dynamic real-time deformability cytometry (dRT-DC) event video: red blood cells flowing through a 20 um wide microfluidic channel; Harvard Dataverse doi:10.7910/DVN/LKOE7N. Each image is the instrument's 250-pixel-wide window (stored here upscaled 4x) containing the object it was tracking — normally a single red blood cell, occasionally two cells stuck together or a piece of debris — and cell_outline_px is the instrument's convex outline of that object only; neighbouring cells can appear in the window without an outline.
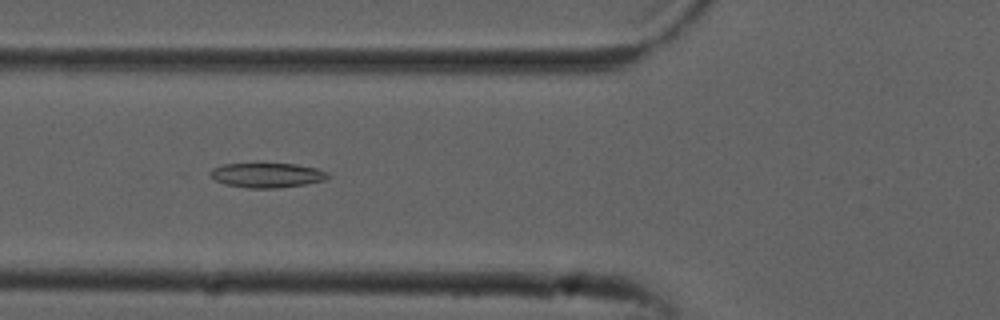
{"species": "common noctule bat (a hibernating species)", "species_latin": "Nyctalus noctula", "temperature_condition": "cold", "stored_images_in_passage": 47, "camera_frame_rate_fps": 3000, "um_per_image_px": 0.085, "animal": {"sex": "male", "forearm_length_mm": 52.5}, "frame": {"image": 1, "passage_image": 13, "time_ms": 4.0, "image_size_px": [1000, 320], "cell_outline_px": [[332, 176], [324, 180], [304, 184], [276, 188], [248, 188], [224, 184], [208, 176], [208, 172], [212, 168], [224, 164], [260, 160], [296, 164], [316, 168], [328, 172]], "centroid_in_image_um": [22.64, 14.83], "position_along_channel_um": 103.2, "area_um2": 17.98}}
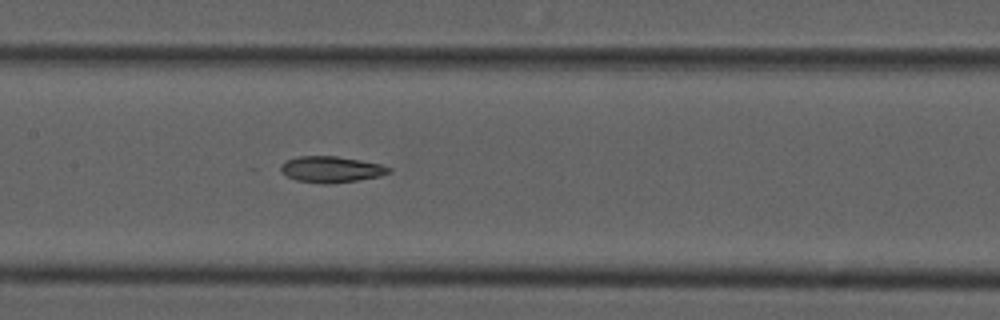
{"frame": {"image": 2, "passage_image": 19, "time_ms": 6.0, "image_size_px": [1000, 320], "cell_outline_px": [[392, 172], [380, 176], [356, 180], [328, 184], [324, 184], [296, 180], [288, 176], [280, 168], [280, 164], [296, 156], [336, 156], [360, 160], [380, 164], [392, 168]], "centroid_in_image_um": [28.17, 14.39], "position_along_channel_um": 179.2, "area_um2": 16.36}}
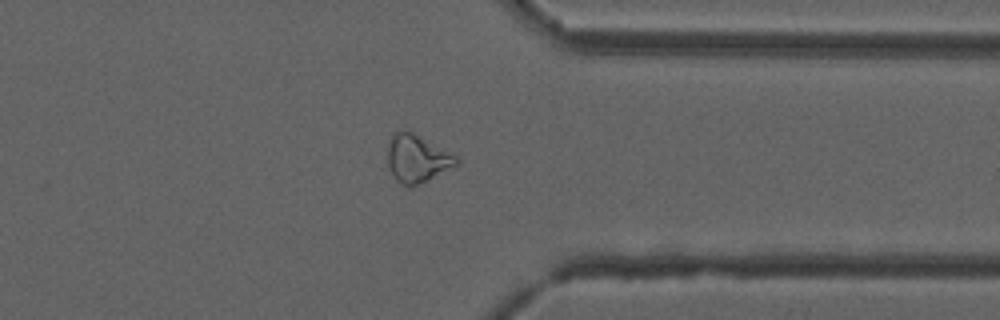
{"frame": {"image": 3, "passage_image": 35, "time_ms": 11.333, "image_size_px": [1000, 320], "cell_outline_px": [[460, 160], [456, 164], [428, 180], [408, 188], [396, 180], [392, 176], [388, 164], [388, 144], [392, 132], [412, 132], [456, 156]], "centroid_in_image_um": [35.4, 13.5], "position_along_channel_um": 376.0, "area_um2": 18.67}, "authors_computed_cell_mechanics": {"area_um2": 18.2648, "velocity_mm_per_s": 3.7897, "shape_relaxation_time_tau1_ms": null, "shape_relaxation_time_tau2_ms": 8.9583, "deformation_change_tau1": null, "deformation_change_tau2": 0.1919}}